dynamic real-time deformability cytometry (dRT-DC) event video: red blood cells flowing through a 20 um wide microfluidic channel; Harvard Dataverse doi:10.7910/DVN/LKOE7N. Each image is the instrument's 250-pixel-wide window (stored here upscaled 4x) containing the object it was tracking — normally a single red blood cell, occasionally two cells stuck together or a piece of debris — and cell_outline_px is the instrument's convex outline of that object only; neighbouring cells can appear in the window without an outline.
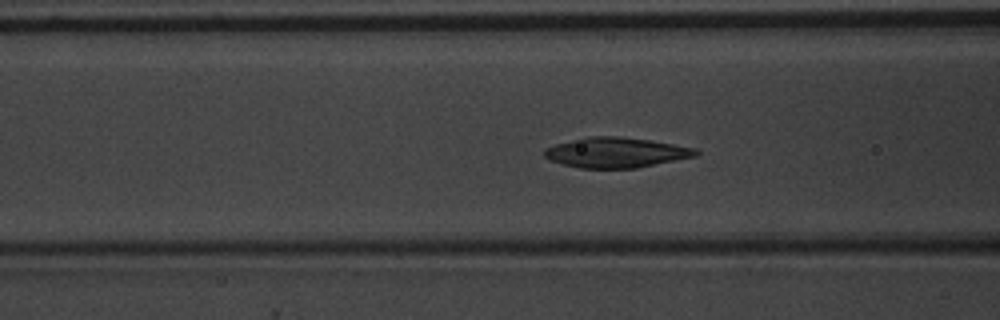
{"species": "common noctule bat (a hibernating species)", "species_latin": "Nyctalus noctula", "temperature_condition": "warm", "stored_images_in_passage": 53, "camera_frame_rate_fps": 3000, "um_per_image_px": 0.085, "animal": {"sex": "male", "body_mass_g": 20.1, "forearm_length_mm": 53.5}, "frame": {"image": 1, "passage_image": 22, "time_ms": 7.0, "image_size_px": [1000, 320], "cell_outline_px": [[700, 152], [696, 156], [636, 168], [580, 168], [548, 160], [544, 156], [544, 148], [556, 144], [584, 136], [620, 136], [648, 140], [696, 148]], "centroid_in_image_um": [52.33, 12.96], "position_along_channel_um": 114.3, "area_um2": 26.59}}
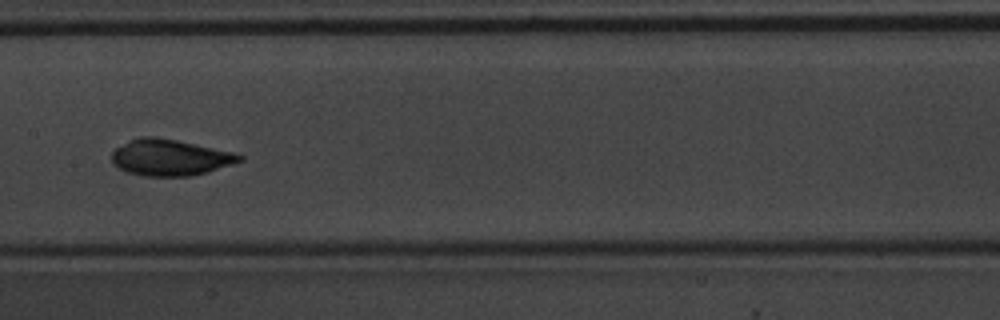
{"frame": {"image": 2, "passage_image": 28, "time_ms": 9.0, "image_size_px": [1000, 320], "cell_outline_px": [[244, 160], [208, 172], [192, 176], [144, 176], [128, 172], [112, 164], [112, 152], [116, 148], [140, 136], [156, 136], [176, 140], [232, 152], [244, 156]], "centroid_in_image_um": [14.46, 13.39], "position_along_channel_um": 192.9, "area_um2": 26.82}}
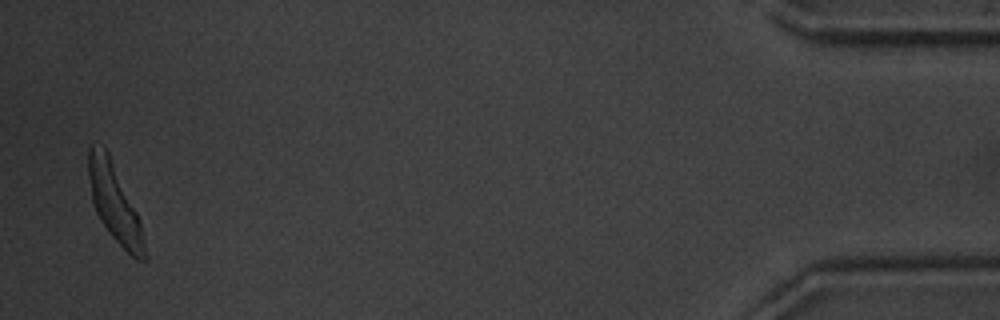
{"frame": {"image": 3, "passage_image": 52, "time_ms": 17.0, "image_size_px": [1000, 320], "cell_outline_px": [[148, 260], [136, 260], [112, 236], [100, 220], [96, 212], [92, 200], [88, 176], [88, 148], [92, 144], [104, 144], [108, 152], [140, 220]], "centroid_in_image_um": [9.72, 17.23], "position_along_channel_um": 425.5, "area_um2": 25.09}, "authors_computed_cell_mechanics": {"area_um2": 24.854, "velocity_mm_per_s": 3.9262, "shape_relaxation_time_tau1_ms": 4.6757, "shape_relaxation_time_tau2_ms": null, "deformation_change_tau1": 0.2469, "deformation_change_tau2": null}}